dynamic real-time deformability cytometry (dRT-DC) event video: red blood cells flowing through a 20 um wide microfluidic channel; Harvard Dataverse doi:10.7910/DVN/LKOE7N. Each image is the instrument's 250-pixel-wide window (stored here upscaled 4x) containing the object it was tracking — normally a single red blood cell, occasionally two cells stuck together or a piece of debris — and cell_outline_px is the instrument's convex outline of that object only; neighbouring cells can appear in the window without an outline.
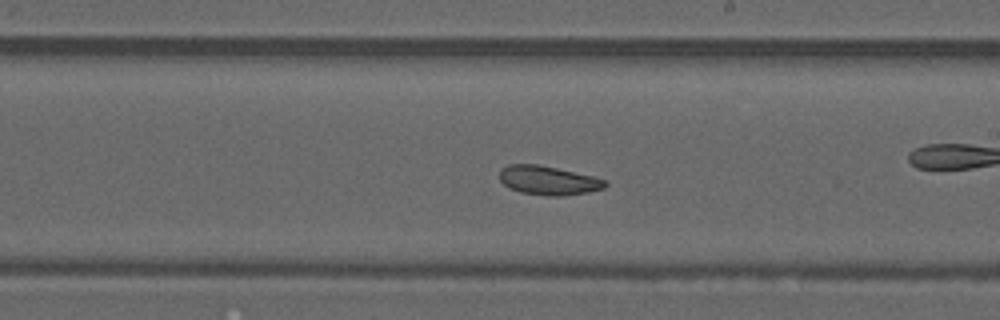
{"species": "common noctule bat (a hibernating species)", "species_latin": "Nyctalus noctula", "temperature_condition": "warm", "stored_images_in_passage": 36, "camera_frame_rate_fps": 3000, "um_per_image_px": 0.085, "animal": {"sex": "male", "forearm_length_mm": 52.5}, "frame": {"image": 1, "passage_image": 23, "time_ms": 7.333, "image_size_px": [1000, 320], "cell_outline_px": [[608, 184], [604, 188], [588, 192], [564, 196], [548, 196], [520, 192], [508, 188], [500, 180], [500, 168], [508, 164], [536, 164], [596, 176], [608, 180]], "centroid_in_image_um": [46.63, 15.33], "position_along_channel_um": 242.4, "area_um2": 18.09}, "authors_computed_cell_mechanics": {"area_um2": 18.1203, "velocity_mm_per_s": 4.135, "shape_relaxation_time_tau1_ms": null, "shape_relaxation_time_tau2_ms": 9.668, "deformation_change_tau1": null, "deformation_change_tau2": 0.1705}}